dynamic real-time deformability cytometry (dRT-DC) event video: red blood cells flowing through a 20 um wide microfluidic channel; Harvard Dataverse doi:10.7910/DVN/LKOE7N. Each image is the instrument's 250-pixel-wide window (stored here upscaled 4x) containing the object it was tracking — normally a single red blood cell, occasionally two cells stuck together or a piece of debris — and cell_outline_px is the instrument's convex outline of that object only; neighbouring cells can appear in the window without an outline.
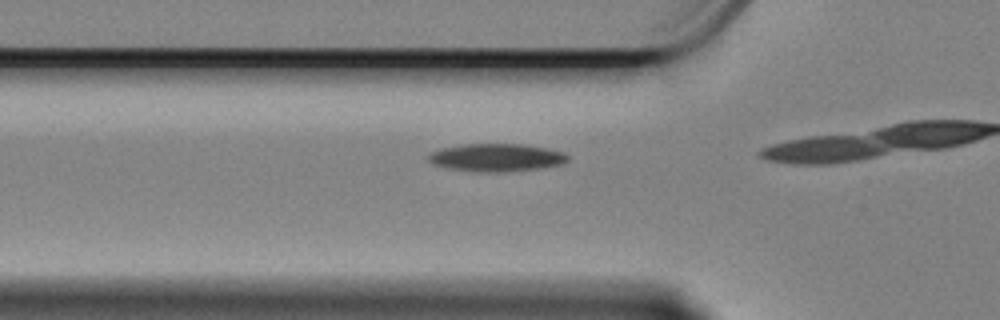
{"species": "Egyptian fruit bat (a non-hibernating species)", "species_latin": "Rousettus aegyptiacus", "temperature_condition": "cold", "stored_images_in_passage": 17, "camera_frame_rate_fps": 3000, "um_per_image_px": 0.085, "animal": {"sex": "female"}, "frame": {"image": 1, "passage_image": 15, "time_ms": 4.667, "image_size_px": [1000, 320], "cell_outline_px": [[568, 160], [564, 164], [544, 168], [504, 172], [476, 172], [448, 168], [432, 164], [424, 156], [440, 148], [464, 144], [524, 144], [548, 148], [564, 152], [568, 156]], "centroid_in_image_um": [42.2, 13.39], "position_along_channel_um": 83.6, "area_um2": 23.0}}